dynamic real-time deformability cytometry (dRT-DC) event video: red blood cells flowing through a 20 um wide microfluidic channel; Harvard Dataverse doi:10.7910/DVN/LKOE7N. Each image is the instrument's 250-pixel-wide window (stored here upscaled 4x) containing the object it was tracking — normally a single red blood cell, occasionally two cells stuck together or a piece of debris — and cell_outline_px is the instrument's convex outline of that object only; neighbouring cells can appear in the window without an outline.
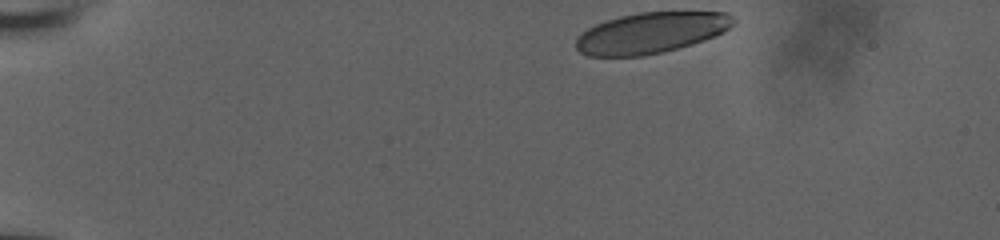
{"species": "human", "species_latin": "Homo sapiens", "temperature_condition": "room temperature", "stored_images_in_passage": 15, "camera_frame_rate_fps": 3000, "um_per_image_px": 0.085, "donor": {"sex": "male"}, "frame": {"image": 1, "passage_image": 1, "time_ms": 0.0, "image_size_px": [1000, 240], "cell_outline_px": [[736, 24], [724, 32], [692, 44], [664, 52], [644, 56], [588, 56], [580, 52], [576, 48], [576, 36], [588, 28], [596, 24], [620, 16], [640, 12], [728, 12], [736, 20]], "centroid_in_image_um": [55.35, 2.79], "position_along_channel_um": 29.6, "area_um2": 37.63}}
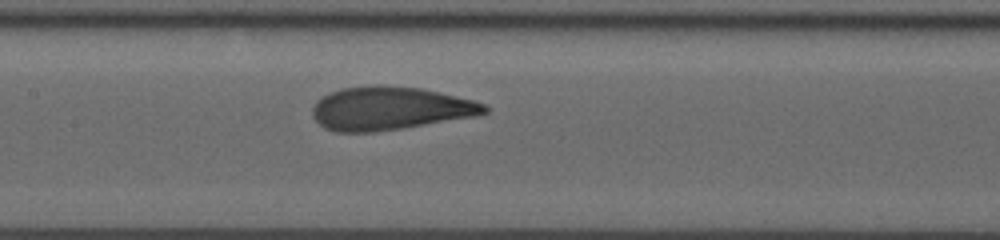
{"frame": {"image": 2, "passage_image": 9, "time_ms": 2.667, "image_size_px": [1000, 240], "cell_outline_px": [[488, 112], [476, 116], [400, 128], [372, 132], [336, 132], [324, 128], [312, 116], [312, 108], [316, 100], [340, 88], [372, 84], [380, 84], [420, 88], [440, 92], [472, 100], [484, 104], [488, 108]], "centroid_in_image_um": [33.1, 9.2], "position_along_channel_um": 174.3, "area_um2": 43.35}}
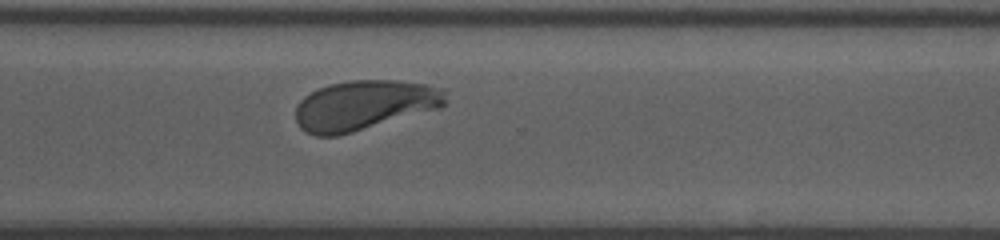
{"frame": {"image": 3, "passage_image": 15, "time_ms": 4.667, "image_size_px": [1000, 240], "cell_outline_px": [[444, 104], [440, 108], [352, 132], [336, 136], [316, 136], [304, 132], [300, 128], [296, 120], [296, 104], [304, 96], [328, 84], [352, 80], [396, 80], [428, 84], [444, 88]], "centroid_in_image_um": [30.94, 8.94], "position_along_channel_um": 339.7, "area_um2": 43.52}}